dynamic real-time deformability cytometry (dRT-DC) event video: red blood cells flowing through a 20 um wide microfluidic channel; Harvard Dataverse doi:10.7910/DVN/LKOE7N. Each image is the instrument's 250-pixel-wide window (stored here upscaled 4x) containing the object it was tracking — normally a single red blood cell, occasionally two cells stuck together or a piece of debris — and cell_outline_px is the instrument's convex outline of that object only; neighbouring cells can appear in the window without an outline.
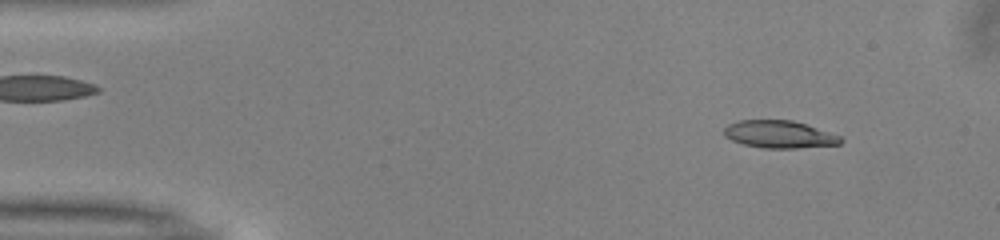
{"species": "common noctule bat (a hibernating species)", "species_latin": "Nyctalus noctula", "temperature_condition": "warm", "stored_images_in_passage": 50, "camera_frame_rate_fps": 3000, "um_per_image_px": 0.085, "animal": {"sex": "male", "body_mass_g": 13.0, "forearm_length_mm": 53.1}, "frame": {"image": 1, "passage_image": 5, "time_ms": 1.333, "image_size_px": [1000, 240], "cell_outline_px": [[844, 140], [840, 144], [796, 148], [764, 148], [744, 144], [732, 140], [724, 136], [724, 128], [728, 124], [740, 120], [792, 120], [840, 136]], "centroid_in_image_um": [66.22, 11.42], "position_along_channel_um": 18.8, "area_um2": 18.44}}
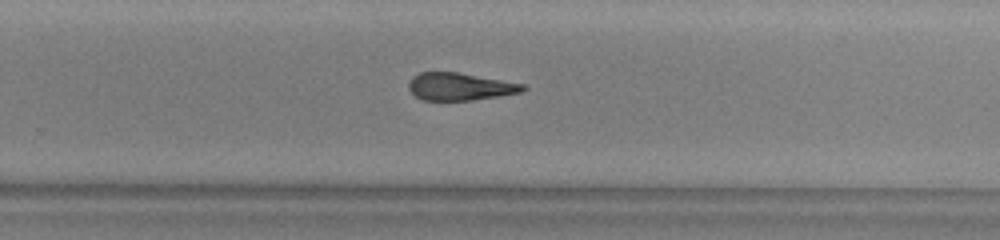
{"frame": {"image": 2, "passage_image": 32, "time_ms": 10.333, "image_size_px": [1000, 240], "cell_outline_px": [[528, 88], [520, 92], [472, 100], [424, 100], [416, 96], [408, 88], [408, 84], [412, 76], [420, 72], [456, 72], [524, 84]], "centroid_in_image_um": [39.06, 7.35], "position_along_channel_um": 290.7, "area_um2": 18.03}}
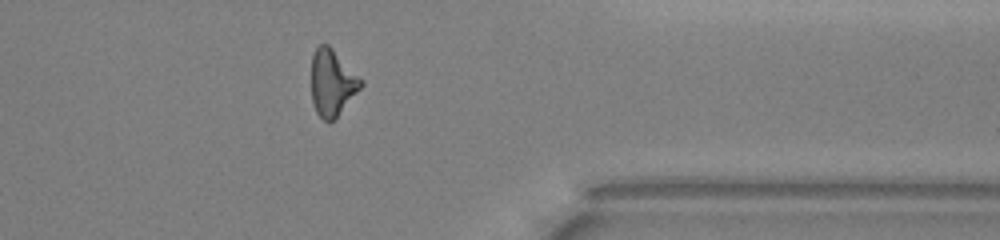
{"frame": {"image": 3, "passage_image": 40, "time_ms": 13.0, "image_size_px": [1000, 240], "cell_outline_px": [[364, 84], [336, 116], [328, 124], [316, 112], [312, 100], [312, 56], [316, 48], [320, 44], [328, 44], [364, 80]], "centroid_in_image_um": [28.24, 7.01], "position_along_channel_um": 383.2, "area_um2": 18.96}, "authors_computed_cell_mechanics": {"area_um2": 19.2763, "velocity_mm_per_s": 4.0244, "shape_relaxation_time_tau1_ms": 7.3, "shape_relaxation_time_tau2_ms": 8.8763, "deformation_change_tau1": 0.2285, "deformation_change_tau2": 0.212}}